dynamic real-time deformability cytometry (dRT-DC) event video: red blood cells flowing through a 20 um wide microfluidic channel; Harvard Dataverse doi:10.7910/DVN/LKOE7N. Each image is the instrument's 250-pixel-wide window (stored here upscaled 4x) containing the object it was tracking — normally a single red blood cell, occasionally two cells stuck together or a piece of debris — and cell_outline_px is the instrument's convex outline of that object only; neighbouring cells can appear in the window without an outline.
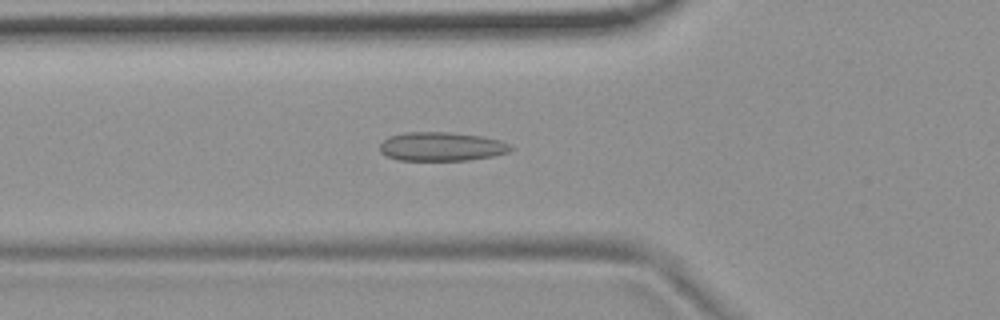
{"species": "common noctule bat (a hibernating species)", "species_latin": "Nyctalus noctula", "temperature_condition": "room temperature", "stored_images_in_passage": 51, "camera_frame_rate_fps": 3000, "um_per_image_px": 0.085, "animal": {"sex": "female", "body_mass_g": 19.9}, "frame": {"image": 1, "passage_image": 16, "time_ms": 5.0, "image_size_px": [1000, 320], "cell_outline_px": [[516, 148], [508, 152], [492, 156], [468, 160], [396, 160], [380, 152], [380, 144], [388, 136], [404, 132], [452, 132], [484, 136], [500, 140]], "centroid_in_image_um": [37.54, 12.45], "position_along_channel_um": 88.3, "area_um2": 22.2}}
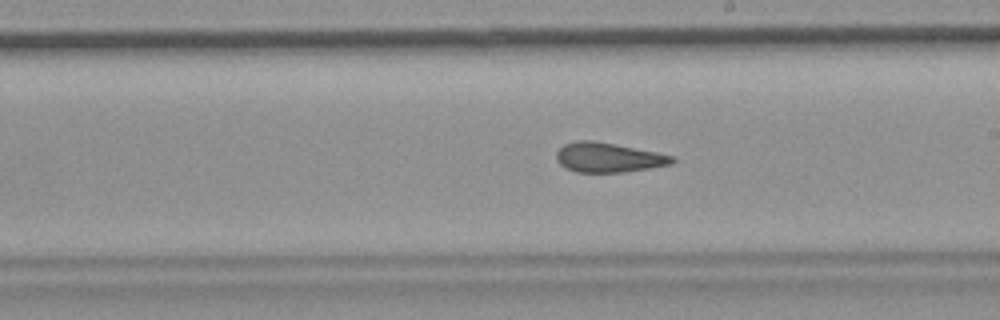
{"frame": {"image": 2, "passage_image": 28, "time_ms": 9.0, "image_size_px": [1000, 320], "cell_outline_px": [[676, 160], [672, 164], [624, 172], [576, 172], [560, 164], [556, 160], [556, 152], [564, 144], [576, 140], [592, 140], [656, 152], [676, 156]], "centroid_in_image_um": [51.71, 13.38], "position_along_channel_um": 237.3, "area_um2": 19.88}}
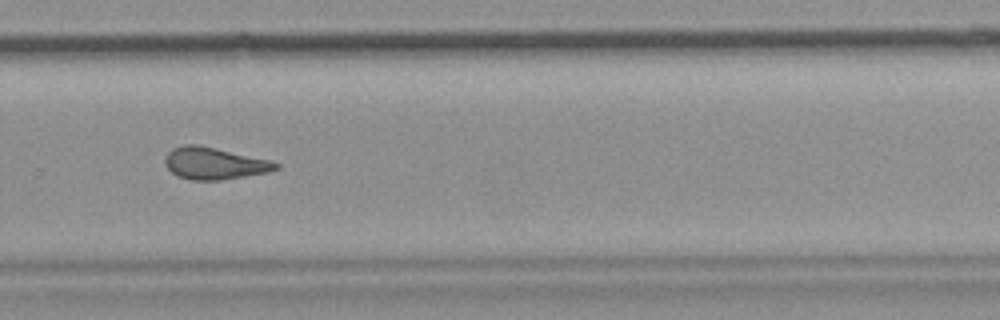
{"frame": {"image": 3, "passage_image": 34, "time_ms": 11.0, "image_size_px": [1000, 320], "cell_outline_px": [[280, 168], [268, 172], [220, 180], [192, 180], [176, 176], [168, 168], [164, 160], [168, 152], [172, 148], [184, 144], [196, 144], [216, 148], [268, 160], [280, 164]], "centroid_in_image_um": [18.19, 13.89], "position_along_channel_um": 311.6, "area_um2": 20.46}, "authors_computed_cell_mechanics": {"area_um2": 20.808, "velocity_mm_per_s": 3.7282, "shape_relaxation_time_tau1_ms": null, "shape_relaxation_time_tau2_ms": 3.0669, "deformation_change_tau1": null, "deformation_change_tau2": 0.1123}}